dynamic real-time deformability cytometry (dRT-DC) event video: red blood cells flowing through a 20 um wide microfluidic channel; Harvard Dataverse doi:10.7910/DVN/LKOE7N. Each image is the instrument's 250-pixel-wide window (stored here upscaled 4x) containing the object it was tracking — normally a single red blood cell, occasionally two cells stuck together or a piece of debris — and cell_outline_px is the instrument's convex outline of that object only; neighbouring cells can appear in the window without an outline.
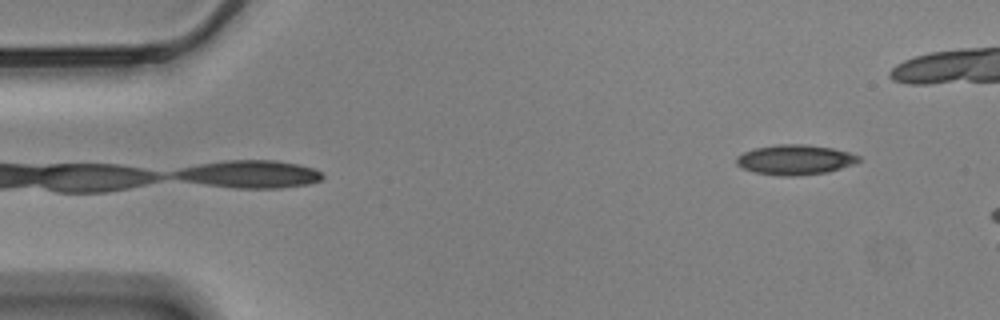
{"species": "Egyptian fruit bat (a non-hibernating species)", "species_latin": "Rousettus aegyptiacus", "temperature_condition": "cold", "stored_images_in_passage": 7, "camera_frame_rate_fps": 3000, "um_per_image_px": 0.085, "animal": {"sex": "male"}, "frame": {"image": 1, "passage_image": 1, "time_ms": 0.0, "image_size_px": [1000, 320], "cell_outline_px": [[860, 160], [856, 164], [828, 172], [796, 176], [780, 176], [752, 172], [736, 164], [736, 156], [744, 152], [756, 148], [780, 144], [808, 144], [832, 148], [848, 152], [860, 156]], "centroid_in_image_um": [67.6, 13.58], "position_along_channel_um": 17.4, "area_um2": 21.5}}